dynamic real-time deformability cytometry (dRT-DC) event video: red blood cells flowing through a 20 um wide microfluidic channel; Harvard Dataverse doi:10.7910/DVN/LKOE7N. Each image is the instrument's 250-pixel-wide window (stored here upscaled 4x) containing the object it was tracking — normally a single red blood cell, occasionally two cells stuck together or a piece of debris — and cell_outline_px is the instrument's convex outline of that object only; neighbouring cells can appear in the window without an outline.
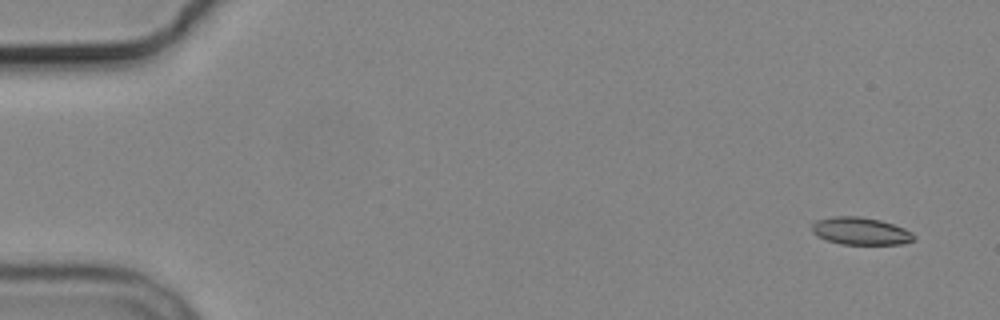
{"species": "common noctule bat (a hibernating species)", "species_latin": "Nyctalus noctula", "temperature_condition": "cold", "stored_images_in_passage": 4, "camera_frame_rate_fps": 3000, "um_per_image_px": 0.085, "animal": {"sex": "male", "body_mass_g": 19.2, "forearm_length_mm": 51.8}, "frame": {"image": 1, "passage_image": 1, "time_ms": 0.0, "image_size_px": [1000, 320], "cell_outline_px": [[916, 236], [912, 240], [904, 244], [840, 244], [816, 236], [812, 232], [812, 224], [816, 220], [832, 216], [860, 216], [880, 220], [904, 228], [912, 232]], "centroid_in_image_um": [73.13, 19.63], "position_along_channel_um": 11.9, "area_um2": 16.36}}
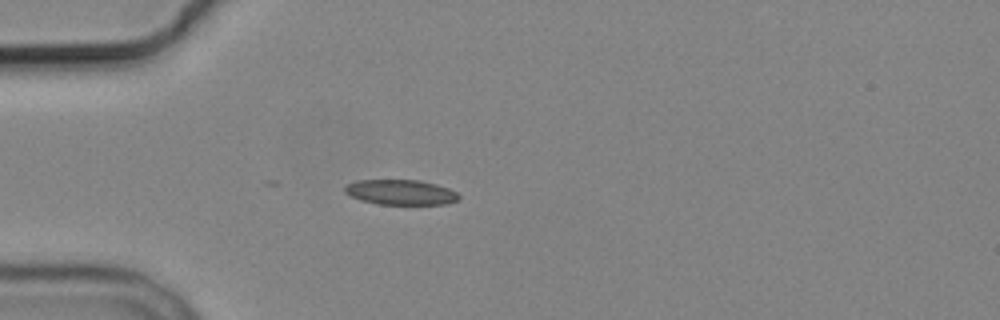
{"frame": {"image": 2, "passage_image": 4, "time_ms": 4.333, "image_size_px": [1000, 320], "cell_outline_px": [[460, 200], [448, 204], [380, 204], [360, 200], [344, 192], [344, 188], [348, 184], [356, 180], [420, 180], [436, 184], [448, 188], [456, 192], [460, 196]], "centroid_in_image_um": [34.09, 16.34], "position_along_channel_um": 50.9, "area_um2": 16.7}}